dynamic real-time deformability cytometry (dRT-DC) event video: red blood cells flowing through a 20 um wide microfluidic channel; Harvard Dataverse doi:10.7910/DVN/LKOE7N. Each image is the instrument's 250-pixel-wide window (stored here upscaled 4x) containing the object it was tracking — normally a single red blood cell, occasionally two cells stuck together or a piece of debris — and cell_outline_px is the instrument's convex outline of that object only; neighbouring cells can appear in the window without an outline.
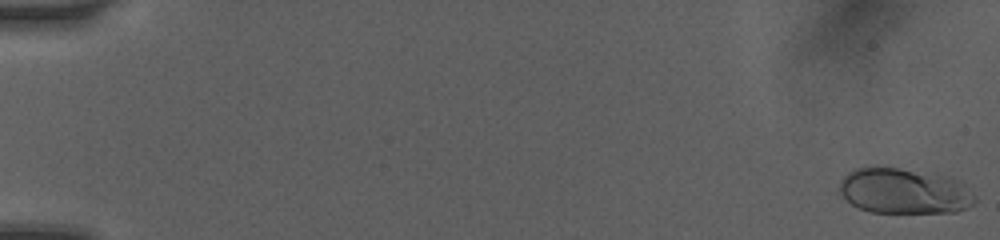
{"species": "human", "species_latin": "Homo sapiens", "temperature_condition": "room temperature", "stored_images_in_passage": 69, "camera_frame_rate_fps": 3000, "um_per_image_px": 0.085, "donor": {"sex": "female"}, "frame": {"image": 1, "passage_image": 1, "time_ms": 0.0, "image_size_px": [1000, 240], "cell_outline_px": [[976, 200], [972, 204], [956, 212], [868, 212], [852, 204], [840, 192], [840, 180], [848, 172], [856, 168], [876, 164], [948, 176], [964, 184], [976, 196]], "centroid_in_image_um": [76.83, 16.21], "position_along_channel_um": 8.2, "area_um2": 36.18}}
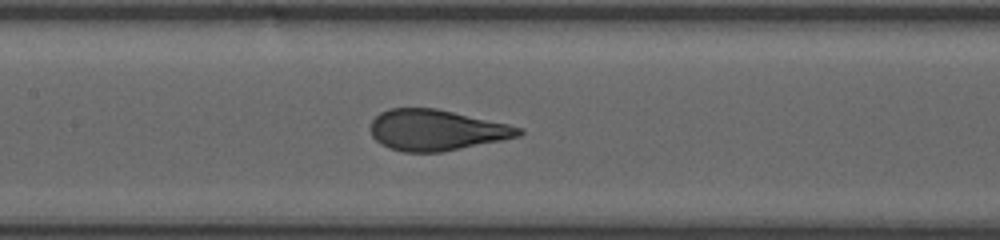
{"frame": {"image": 2, "passage_image": 35, "time_ms": 8.333, "image_size_px": [1000, 240], "cell_outline_px": [[524, 132], [520, 136], [440, 152], [404, 152], [388, 148], [380, 144], [372, 136], [372, 120], [380, 112], [388, 108], [436, 108], [508, 124], [524, 128]], "centroid_in_image_um": [37.08, 11.05], "position_along_channel_um": 170.3, "area_um2": 35.08}}
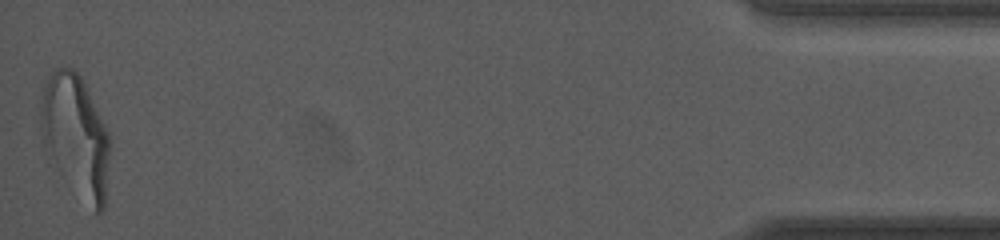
{"frame": {"image": 3, "passage_image": 69, "time_ms": 16.667, "image_size_px": [1000, 240], "cell_outline_px": [[112, 144], [104, 208], [100, 212], [96, 212], [48, 164], [44, 152], [40, 124], [40, 104], [44, 88], [52, 72], [56, 68], [72, 68], [80, 76], [108, 132]], "centroid_in_image_um": [6.41, 11.62], "position_along_channel_um": 428.8, "area_um2": 49.65}, "authors_computed_cell_mechanics": {"area_um2": 35.8938, "velocity_mm_per_s": 4.091, "shape_relaxation_time_tau1_ms": 3.4143, "shape_relaxation_time_tau2_ms": null, "deformation_change_tau1": 0.1548, "deformation_change_tau2": null}}